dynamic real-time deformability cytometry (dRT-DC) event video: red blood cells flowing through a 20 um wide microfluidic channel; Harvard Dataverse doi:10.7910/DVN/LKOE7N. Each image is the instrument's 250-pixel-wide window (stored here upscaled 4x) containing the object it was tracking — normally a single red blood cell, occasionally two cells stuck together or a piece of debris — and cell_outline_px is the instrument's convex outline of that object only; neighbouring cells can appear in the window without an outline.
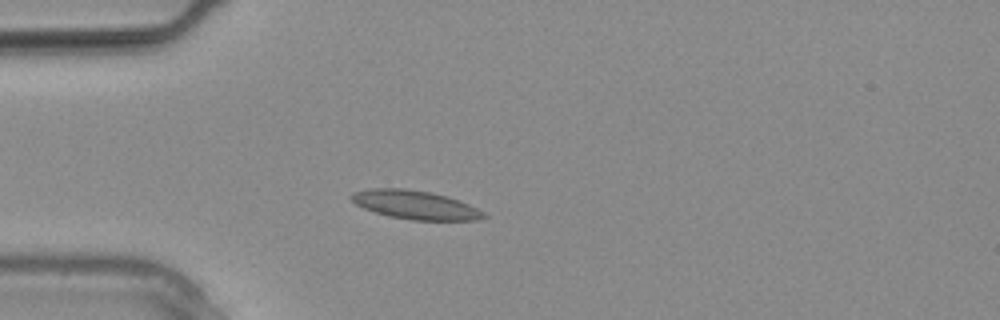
{"species": "common noctule bat (a hibernating species)", "species_latin": "Nyctalus noctula", "temperature_condition": "warm", "stored_images_in_passage": 17, "camera_frame_rate_fps": 3000, "um_per_image_px": 0.085, "animal": {"sex": "male", "body_mass_g": 20.4}, "frame": {"image": 1, "passage_image": 8, "time_ms": 2.333, "image_size_px": [1000, 320], "cell_outline_px": [[488, 216], [476, 220], [412, 220], [388, 216], [364, 208], [356, 204], [352, 200], [352, 192], [372, 188], [404, 188], [432, 192], [448, 196], [468, 204], [484, 212]], "centroid_in_image_um": [35.31, 17.41], "position_along_channel_um": 49.7, "area_um2": 22.02}}